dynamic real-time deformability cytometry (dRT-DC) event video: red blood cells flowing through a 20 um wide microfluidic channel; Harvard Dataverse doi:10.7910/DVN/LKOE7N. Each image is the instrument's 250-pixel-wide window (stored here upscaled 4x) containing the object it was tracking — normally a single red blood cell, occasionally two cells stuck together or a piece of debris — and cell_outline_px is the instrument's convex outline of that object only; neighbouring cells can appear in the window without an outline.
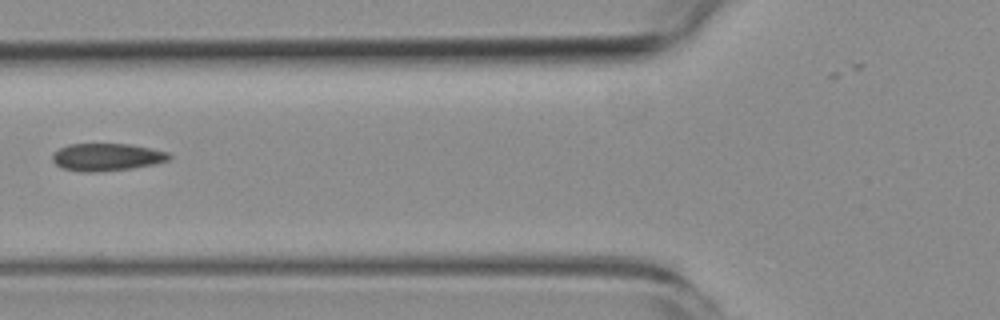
{"species": "common noctule bat (a hibernating species)", "species_latin": "Nyctalus noctula", "temperature_condition": "room temperature", "stored_images_in_passage": 4, "camera_frame_rate_fps": 3000, "um_per_image_px": 0.085, "animal": {"sex": "female", "body_mass_g": 19.3, "forearm_length_mm": 54.1}, "frame": {"image": 1, "passage_image": 2, "time_ms": 1.333, "image_size_px": [1000, 320], "cell_outline_px": [[172, 156], [168, 160], [152, 164], [132, 168], [96, 172], [80, 172], [60, 168], [52, 160], [52, 156], [60, 148], [68, 144], [132, 144], [168, 152]], "centroid_in_image_um": [9.06, 13.35], "position_along_channel_um": 116.7, "area_um2": 18.67}}
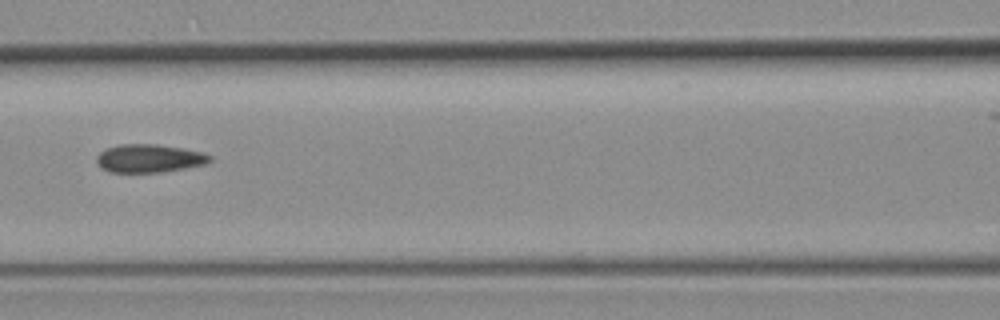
{"frame": {"image": 2, "passage_image": 3, "time_ms": 2.333, "image_size_px": [1000, 320], "cell_outline_px": [[212, 160], [204, 164], [184, 168], [160, 172], [108, 172], [100, 168], [96, 160], [96, 156], [100, 152], [108, 148], [120, 144], [156, 144], [184, 148], [204, 152], [212, 156]], "centroid_in_image_um": [12.68, 13.46], "position_along_channel_um": 153.9, "area_um2": 18.67}}